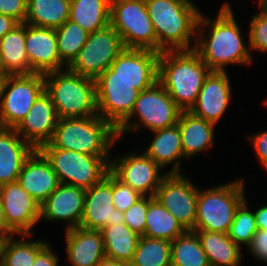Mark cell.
<instances>
[{
	"label": "cell",
	"instance_id": "23",
	"mask_svg": "<svg viewBox=\"0 0 267 266\" xmlns=\"http://www.w3.org/2000/svg\"><path fill=\"white\" fill-rule=\"evenodd\" d=\"M66 254L72 266H97L105 257L100 230L76 227L66 230Z\"/></svg>",
	"mask_w": 267,
	"mask_h": 266
},
{
	"label": "cell",
	"instance_id": "37",
	"mask_svg": "<svg viewBox=\"0 0 267 266\" xmlns=\"http://www.w3.org/2000/svg\"><path fill=\"white\" fill-rule=\"evenodd\" d=\"M245 201L238 207L233 223L229 230V237L241 248V244L250 245L252 237L257 232V224L254 212L248 209V203Z\"/></svg>",
	"mask_w": 267,
	"mask_h": 266
},
{
	"label": "cell",
	"instance_id": "13",
	"mask_svg": "<svg viewBox=\"0 0 267 266\" xmlns=\"http://www.w3.org/2000/svg\"><path fill=\"white\" fill-rule=\"evenodd\" d=\"M154 198L186 231H193L197 215L198 188L182 174H167Z\"/></svg>",
	"mask_w": 267,
	"mask_h": 266
},
{
	"label": "cell",
	"instance_id": "6",
	"mask_svg": "<svg viewBox=\"0 0 267 266\" xmlns=\"http://www.w3.org/2000/svg\"><path fill=\"white\" fill-rule=\"evenodd\" d=\"M243 181L198 189L194 230L228 234L238 207L246 199Z\"/></svg>",
	"mask_w": 267,
	"mask_h": 266
},
{
	"label": "cell",
	"instance_id": "44",
	"mask_svg": "<svg viewBox=\"0 0 267 266\" xmlns=\"http://www.w3.org/2000/svg\"><path fill=\"white\" fill-rule=\"evenodd\" d=\"M59 258L49 244H46L37 254L32 266H59Z\"/></svg>",
	"mask_w": 267,
	"mask_h": 266
},
{
	"label": "cell",
	"instance_id": "18",
	"mask_svg": "<svg viewBox=\"0 0 267 266\" xmlns=\"http://www.w3.org/2000/svg\"><path fill=\"white\" fill-rule=\"evenodd\" d=\"M25 47L33 73L47 74L67 69L59 56L55 29L26 23Z\"/></svg>",
	"mask_w": 267,
	"mask_h": 266
},
{
	"label": "cell",
	"instance_id": "19",
	"mask_svg": "<svg viewBox=\"0 0 267 266\" xmlns=\"http://www.w3.org/2000/svg\"><path fill=\"white\" fill-rule=\"evenodd\" d=\"M58 120L52 100L44 91L15 129L24 141L40 149L52 139Z\"/></svg>",
	"mask_w": 267,
	"mask_h": 266
},
{
	"label": "cell",
	"instance_id": "14",
	"mask_svg": "<svg viewBox=\"0 0 267 266\" xmlns=\"http://www.w3.org/2000/svg\"><path fill=\"white\" fill-rule=\"evenodd\" d=\"M137 154L133 152L116 157L110 162V171L142 196L154 197L156 190L168 173L161 175L162 168L150 157L144 152Z\"/></svg>",
	"mask_w": 267,
	"mask_h": 266
},
{
	"label": "cell",
	"instance_id": "28",
	"mask_svg": "<svg viewBox=\"0 0 267 266\" xmlns=\"http://www.w3.org/2000/svg\"><path fill=\"white\" fill-rule=\"evenodd\" d=\"M193 232L197 235L211 266L241 265V248L232 241L228 234L204 230H193Z\"/></svg>",
	"mask_w": 267,
	"mask_h": 266
},
{
	"label": "cell",
	"instance_id": "46",
	"mask_svg": "<svg viewBox=\"0 0 267 266\" xmlns=\"http://www.w3.org/2000/svg\"><path fill=\"white\" fill-rule=\"evenodd\" d=\"M256 224L259 230L267 231V205L261 206L255 212Z\"/></svg>",
	"mask_w": 267,
	"mask_h": 266
},
{
	"label": "cell",
	"instance_id": "30",
	"mask_svg": "<svg viewBox=\"0 0 267 266\" xmlns=\"http://www.w3.org/2000/svg\"><path fill=\"white\" fill-rule=\"evenodd\" d=\"M71 0H27L25 23L56 29L69 19Z\"/></svg>",
	"mask_w": 267,
	"mask_h": 266
},
{
	"label": "cell",
	"instance_id": "51",
	"mask_svg": "<svg viewBox=\"0 0 267 266\" xmlns=\"http://www.w3.org/2000/svg\"><path fill=\"white\" fill-rule=\"evenodd\" d=\"M3 240H4V237L0 236V260H1V248H2Z\"/></svg>",
	"mask_w": 267,
	"mask_h": 266
},
{
	"label": "cell",
	"instance_id": "27",
	"mask_svg": "<svg viewBox=\"0 0 267 266\" xmlns=\"http://www.w3.org/2000/svg\"><path fill=\"white\" fill-rule=\"evenodd\" d=\"M26 23H20L0 40V60L9 75L32 74L26 47Z\"/></svg>",
	"mask_w": 267,
	"mask_h": 266
},
{
	"label": "cell",
	"instance_id": "31",
	"mask_svg": "<svg viewBox=\"0 0 267 266\" xmlns=\"http://www.w3.org/2000/svg\"><path fill=\"white\" fill-rule=\"evenodd\" d=\"M69 20L93 33L110 25V0H71Z\"/></svg>",
	"mask_w": 267,
	"mask_h": 266
},
{
	"label": "cell",
	"instance_id": "24",
	"mask_svg": "<svg viewBox=\"0 0 267 266\" xmlns=\"http://www.w3.org/2000/svg\"><path fill=\"white\" fill-rule=\"evenodd\" d=\"M34 150L15 128L0 127V186L17 181L24 162Z\"/></svg>",
	"mask_w": 267,
	"mask_h": 266
},
{
	"label": "cell",
	"instance_id": "32",
	"mask_svg": "<svg viewBox=\"0 0 267 266\" xmlns=\"http://www.w3.org/2000/svg\"><path fill=\"white\" fill-rule=\"evenodd\" d=\"M106 258L130 263L140 235L125 223L105 226L101 230Z\"/></svg>",
	"mask_w": 267,
	"mask_h": 266
},
{
	"label": "cell",
	"instance_id": "25",
	"mask_svg": "<svg viewBox=\"0 0 267 266\" xmlns=\"http://www.w3.org/2000/svg\"><path fill=\"white\" fill-rule=\"evenodd\" d=\"M155 138L144 153L162 169L173 163L168 174H182L180 161L185 158L182 150L181 133L178 125L152 131Z\"/></svg>",
	"mask_w": 267,
	"mask_h": 266
},
{
	"label": "cell",
	"instance_id": "35",
	"mask_svg": "<svg viewBox=\"0 0 267 266\" xmlns=\"http://www.w3.org/2000/svg\"><path fill=\"white\" fill-rule=\"evenodd\" d=\"M130 266H171V242L140 236Z\"/></svg>",
	"mask_w": 267,
	"mask_h": 266
},
{
	"label": "cell",
	"instance_id": "16",
	"mask_svg": "<svg viewBox=\"0 0 267 266\" xmlns=\"http://www.w3.org/2000/svg\"><path fill=\"white\" fill-rule=\"evenodd\" d=\"M118 223H124V214L114 207L109 170L98 183L85 190L80 227L101 231L105 226Z\"/></svg>",
	"mask_w": 267,
	"mask_h": 266
},
{
	"label": "cell",
	"instance_id": "48",
	"mask_svg": "<svg viewBox=\"0 0 267 266\" xmlns=\"http://www.w3.org/2000/svg\"><path fill=\"white\" fill-rule=\"evenodd\" d=\"M97 266H130V264L105 257Z\"/></svg>",
	"mask_w": 267,
	"mask_h": 266
},
{
	"label": "cell",
	"instance_id": "10",
	"mask_svg": "<svg viewBox=\"0 0 267 266\" xmlns=\"http://www.w3.org/2000/svg\"><path fill=\"white\" fill-rule=\"evenodd\" d=\"M124 49L118 32L108 25L88 35L86 43L67 69L95 80L111 67L112 62Z\"/></svg>",
	"mask_w": 267,
	"mask_h": 266
},
{
	"label": "cell",
	"instance_id": "9",
	"mask_svg": "<svg viewBox=\"0 0 267 266\" xmlns=\"http://www.w3.org/2000/svg\"><path fill=\"white\" fill-rule=\"evenodd\" d=\"M110 25L125 48L157 52V37L145 0H110Z\"/></svg>",
	"mask_w": 267,
	"mask_h": 266
},
{
	"label": "cell",
	"instance_id": "49",
	"mask_svg": "<svg viewBox=\"0 0 267 266\" xmlns=\"http://www.w3.org/2000/svg\"><path fill=\"white\" fill-rule=\"evenodd\" d=\"M9 74H0V103L2 100V96H3V91H4V85L5 82L8 78Z\"/></svg>",
	"mask_w": 267,
	"mask_h": 266
},
{
	"label": "cell",
	"instance_id": "38",
	"mask_svg": "<svg viewBox=\"0 0 267 266\" xmlns=\"http://www.w3.org/2000/svg\"><path fill=\"white\" fill-rule=\"evenodd\" d=\"M249 50L267 52V11L259 8V13L254 15L250 21Z\"/></svg>",
	"mask_w": 267,
	"mask_h": 266
},
{
	"label": "cell",
	"instance_id": "11",
	"mask_svg": "<svg viewBox=\"0 0 267 266\" xmlns=\"http://www.w3.org/2000/svg\"><path fill=\"white\" fill-rule=\"evenodd\" d=\"M44 91V74L9 75L0 103V127L16 128Z\"/></svg>",
	"mask_w": 267,
	"mask_h": 266
},
{
	"label": "cell",
	"instance_id": "33",
	"mask_svg": "<svg viewBox=\"0 0 267 266\" xmlns=\"http://www.w3.org/2000/svg\"><path fill=\"white\" fill-rule=\"evenodd\" d=\"M171 266H211L193 231H186L171 242Z\"/></svg>",
	"mask_w": 267,
	"mask_h": 266
},
{
	"label": "cell",
	"instance_id": "52",
	"mask_svg": "<svg viewBox=\"0 0 267 266\" xmlns=\"http://www.w3.org/2000/svg\"><path fill=\"white\" fill-rule=\"evenodd\" d=\"M0 74H8V73H5L3 68H2V65H1V60H0Z\"/></svg>",
	"mask_w": 267,
	"mask_h": 266
},
{
	"label": "cell",
	"instance_id": "45",
	"mask_svg": "<svg viewBox=\"0 0 267 266\" xmlns=\"http://www.w3.org/2000/svg\"><path fill=\"white\" fill-rule=\"evenodd\" d=\"M20 23L12 17L0 14V40Z\"/></svg>",
	"mask_w": 267,
	"mask_h": 266
},
{
	"label": "cell",
	"instance_id": "8",
	"mask_svg": "<svg viewBox=\"0 0 267 266\" xmlns=\"http://www.w3.org/2000/svg\"><path fill=\"white\" fill-rule=\"evenodd\" d=\"M50 162L62 184L89 189L110 170L109 156H90L60 148L39 149Z\"/></svg>",
	"mask_w": 267,
	"mask_h": 266
},
{
	"label": "cell",
	"instance_id": "42",
	"mask_svg": "<svg viewBox=\"0 0 267 266\" xmlns=\"http://www.w3.org/2000/svg\"><path fill=\"white\" fill-rule=\"evenodd\" d=\"M248 250L257 260L267 263V231L258 229L252 237Z\"/></svg>",
	"mask_w": 267,
	"mask_h": 266
},
{
	"label": "cell",
	"instance_id": "5",
	"mask_svg": "<svg viewBox=\"0 0 267 266\" xmlns=\"http://www.w3.org/2000/svg\"><path fill=\"white\" fill-rule=\"evenodd\" d=\"M44 81L59 119L98 115L94 79L65 69L44 74Z\"/></svg>",
	"mask_w": 267,
	"mask_h": 266
},
{
	"label": "cell",
	"instance_id": "40",
	"mask_svg": "<svg viewBox=\"0 0 267 266\" xmlns=\"http://www.w3.org/2000/svg\"><path fill=\"white\" fill-rule=\"evenodd\" d=\"M123 214L124 223L132 231L143 236L146 229L147 196H143Z\"/></svg>",
	"mask_w": 267,
	"mask_h": 266
},
{
	"label": "cell",
	"instance_id": "2",
	"mask_svg": "<svg viewBox=\"0 0 267 266\" xmlns=\"http://www.w3.org/2000/svg\"><path fill=\"white\" fill-rule=\"evenodd\" d=\"M211 70L194 50L162 51L158 82L182 111H190Z\"/></svg>",
	"mask_w": 267,
	"mask_h": 266
},
{
	"label": "cell",
	"instance_id": "12",
	"mask_svg": "<svg viewBox=\"0 0 267 266\" xmlns=\"http://www.w3.org/2000/svg\"><path fill=\"white\" fill-rule=\"evenodd\" d=\"M159 56L152 50L125 48L96 79L124 80L139 91L148 89L158 82Z\"/></svg>",
	"mask_w": 267,
	"mask_h": 266
},
{
	"label": "cell",
	"instance_id": "17",
	"mask_svg": "<svg viewBox=\"0 0 267 266\" xmlns=\"http://www.w3.org/2000/svg\"><path fill=\"white\" fill-rule=\"evenodd\" d=\"M0 197L7 226L16 235L31 237L33 227L40 221L39 204L17 181L1 185Z\"/></svg>",
	"mask_w": 267,
	"mask_h": 266
},
{
	"label": "cell",
	"instance_id": "7",
	"mask_svg": "<svg viewBox=\"0 0 267 266\" xmlns=\"http://www.w3.org/2000/svg\"><path fill=\"white\" fill-rule=\"evenodd\" d=\"M182 110L159 82L140 91L130 116L117 128L118 138L126 132L147 128L151 132L177 124ZM139 118L138 123L132 118ZM133 120V122H131ZM140 123V124H139Z\"/></svg>",
	"mask_w": 267,
	"mask_h": 266
},
{
	"label": "cell",
	"instance_id": "26",
	"mask_svg": "<svg viewBox=\"0 0 267 266\" xmlns=\"http://www.w3.org/2000/svg\"><path fill=\"white\" fill-rule=\"evenodd\" d=\"M181 133L182 150L185 158H191L211 147L214 142L215 124L182 111L177 122Z\"/></svg>",
	"mask_w": 267,
	"mask_h": 266
},
{
	"label": "cell",
	"instance_id": "22",
	"mask_svg": "<svg viewBox=\"0 0 267 266\" xmlns=\"http://www.w3.org/2000/svg\"><path fill=\"white\" fill-rule=\"evenodd\" d=\"M17 182L39 206L60 184L50 162L39 149L26 159Z\"/></svg>",
	"mask_w": 267,
	"mask_h": 266
},
{
	"label": "cell",
	"instance_id": "34",
	"mask_svg": "<svg viewBox=\"0 0 267 266\" xmlns=\"http://www.w3.org/2000/svg\"><path fill=\"white\" fill-rule=\"evenodd\" d=\"M47 244L42 240H25L5 237L1 248L0 266H32L36 254Z\"/></svg>",
	"mask_w": 267,
	"mask_h": 266
},
{
	"label": "cell",
	"instance_id": "36",
	"mask_svg": "<svg viewBox=\"0 0 267 266\" xmlns=\"http://www.w3.org/2000/svg\"><path fill=\"white\" fill-rule=\"evenodd\" d=\"M55 35L61 61L68 67L86 43L89 33L68 19L55 29Z\"/></svg>",
	"mask_w": 267,
	"mask_h": 266
},
{
	"label": "cell",
	"instance_id": "15",
	"mask_svg": "<svg viewBox=\"0 0 267 266\" xmlns=\"http://www.w3.org/2000/svg\"><path fill=\"white\" fill-rule=\"evenodd\" d=\"M98 115L116 129L130 116L140 91L124 80L95 79Z\"/></svg>",
	"mask_w": 267,
	"mask_h": 266
},
{
	"label": "cell",
	"instance_id": "50",
	"mask_svg": "<svg viewBox=\"0 0 267 266\" xmlns=\"http://www.w3.org/2000/svg\"><path fill=\"white\" fill-rule=\"evenodd\" d=\"M260 8H262L263 10L267 11V0H262L259 3Z\"/></svg>",
	"mask_w": 267,
	"mask_h": 266
},
{
	"label": "cell",
	"instance_id": "41",
	"mask_svg": "<svg viewBox=\"0 0 267 266\" xmlns=\"http://www.w3.org/2000/svg\"><path fill=\"white\" fill-rule=\"evenodd\" d=\"M0 14L12 17L19 23H25L27 0H0Z\"/></svg>",
	"mask_w": 267,
	"mask_h": 266
},
{
	"label": "cell",
	"instance_id": "47",
	"mask_svg": "<svg viewBox=\"0 0 267 266\" xmlns=\"http://www.w3.org/2000/svg\"><path fill=\"white\" fill-rule=\"evenodd\" d=\"M11 235H16V234L6 224L3 204L0 197V236H3L5 238Z\"/></svg>",
	"mask_w": 267,
	"mask_h": 266
},
{
	"label": "cell",
	"instance_id": "39",
	"mask_svg": "<svg viewBox=\"0 0 267 266\" xmlns=\"http://www.w3.org/2000/svg\"><path fill=\"white\" fill-rule=\"evenodd\" d=\"M112 196L114 207L123 213L143 197L139 192L133 190L129 185L124 184L113 173Z\"/></svg>",
	"mask_w": 267,
	"mask_h": 266
},
{
	"label": "cell",
	"instance_id": "29",
	"mask_svg": "<svg viewBox=\"0 0 267 266\" xmlns=\"http://www.w3.org/2000/svg\"><path fill=\"white\" fill-rule=\"evenodd\" d=\"M186 230L154 197L147 196L146 229L144 237L172 242Z\"/></svg>",
	"mask_w": 267,
	"mask_h": 266
},
{
	"label": "cell",
	"instance_id": "20",
	"mask_svg": "<svg viewBox=\"0 0 267 266\" xmlns=\"http://www.w3.org/2000/svg\"><path fill=\"white\" fill-rule=\"evenodd\" d=\"M85 190L69 184L59 186L40 205V220L67 221V229L80 226ZM69 225V226H68Z\"/></svg>",
	"mask_w": 267,
	"mask_h": 266
},
{
	"label": "cell",
	"instance_id": "21",
	"mask_svg": "<svg viewBox=\"0 0 267 266\" xmlns=\"http://www.w3.org/2000/svg\"><path fill=\"white\" fill-rule=\"evenodd\" d=\"M230 85L226 71H211L206 77L196 103L190 112L216 125L230 104Z\"/></svg>",
	"mask_w": 267,
	"mask_h": 266
},
{
	"label": "cell",
	"instance_id": "1",
	"mask_svg": "<svg viewBox=\"0 0 267 266\" xmlns=\"http://www.w3.org/2000/svg\"><path fill=\"white\" fill-rule=\"evenodd\" d=\"M231 7L223 3L214 20L203 13L198 18L193 50L211 71H226V65H248L253 60Z\"/></svg>",
	"mask_w": 267,
	"mask_h": 266
},
{
	"label": "cell",
	"instance_id": "4",
	"mask_svg": "<svg viewBox=\"0 0 267 266\" xmlns=\"http://www.w3.org/2000/svg\"><path fill=\"white\" fill-rule=\"evenodd\" d=\"M117 129L99 115L59 119L52 139L41 148H60L90 156H110Z\"/></svg>",
	"mask_w": 267,
	"mask_h": 266
},
{
	"label": "cell",
	"instance_id": "43",
	"mask_svg": "<svg viewBox=\"0 0 267 266\" xmlns=\"http://www.w3.org/2000/svg\"><path fill=\"white\" fill-rule=\"evenodd\" d=\"M259 163L267 171V130L250 136Z\"/></svg>",
	"mask_w": 267,
	"mask_h": 266
},
{
	"label": "cell",
	"instance_id": "3",
	"mask_svg": "<svg viewBox=\"0 0 267 266\" xmlns=\"http://www.w3.org/2000/svg\"><path fill=\"white\" fill-rule=\"evenodd\" d=\"M157 37V52L193 50L201 10L191 0H145ZM200 10V11H199Z\"/></svg>",
	"mask_w": 267,
	"mask_h": 266
}]
</instances>
